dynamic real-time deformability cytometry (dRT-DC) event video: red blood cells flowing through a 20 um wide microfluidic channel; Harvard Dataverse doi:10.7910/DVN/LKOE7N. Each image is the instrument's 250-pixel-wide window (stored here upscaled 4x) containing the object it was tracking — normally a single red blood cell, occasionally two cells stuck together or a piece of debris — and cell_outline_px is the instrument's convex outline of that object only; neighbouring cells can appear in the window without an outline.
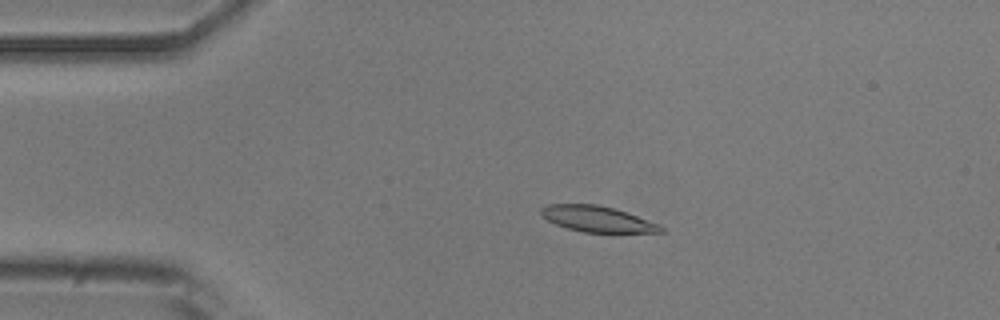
{"species": "common noctule bat (a hibernating species)", "species_latin": "Nyctalus noctula", "temperature_condition": "room temperature", "stored_images_in_passage": 4, "camera_frame_rate_fps": 3000, "um_per_image_px": 0.085, "animal": {"sex": "male", "body_mass_g": 20.5, "forearm_length_mm": 52.5}, "frame": {"image": 1, "passage_image": 3, "time_ms": 0.667, "image_size_px": [1000, 320], "cell_outline_px": [[664, 232], [584, 232], [568, 228], [556, 224], [548, 220], [540, 212], [540, 208], [548, 204], [596, 204], [612, 208], [660, 224], [664, 228]], "centroid_in_image_um": [50.76, 18.61], "position_along_channel_um": 34.2, "area_um2": 17.69}}